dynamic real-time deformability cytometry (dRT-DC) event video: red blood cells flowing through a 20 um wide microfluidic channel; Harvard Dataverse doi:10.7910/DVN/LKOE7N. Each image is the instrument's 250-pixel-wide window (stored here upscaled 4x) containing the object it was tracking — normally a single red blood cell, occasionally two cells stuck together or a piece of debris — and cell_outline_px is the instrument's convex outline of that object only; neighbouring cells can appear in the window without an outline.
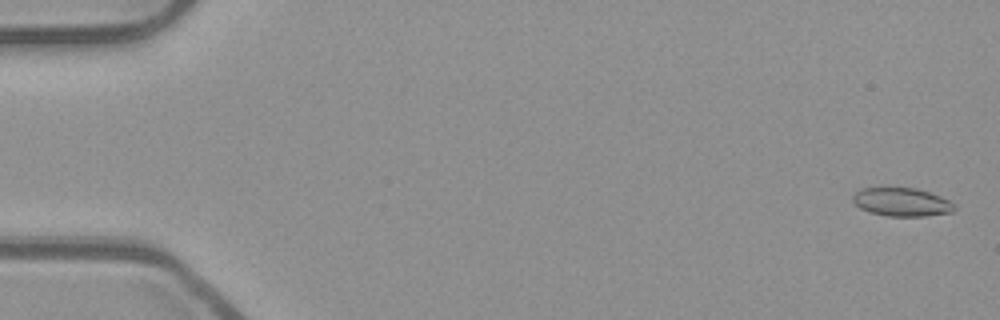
{"species": "common noctule bat (a hibernating species)", "species_latin": "Nyctalus noctula", "temperature_condition": "room temperature", "stored_images_in_passage": 54, "camera_frame_rate_fps": 3000, "um_per_image_px": 0.085, "animal": {"sex": "male", "body_mass_g": 23.1, "forearm_length_mm": 52.7}, "frame": {"image": 1, "passage_image": 2, "time_ms": 0.333, "image_size_px": [1000, 320], "cell_outline_px": [[956, 208], [952, 212], [924, 216], [888, 216], [872, 212], [860, 208], [852, 200], [852, 196], [860, 188], [916, 188], [940, 196], [956, 204]], "centroid_in_image_um": [76.66, 17.17], "position_along_channel_um": 8.3, "area_um2": 16.7}}
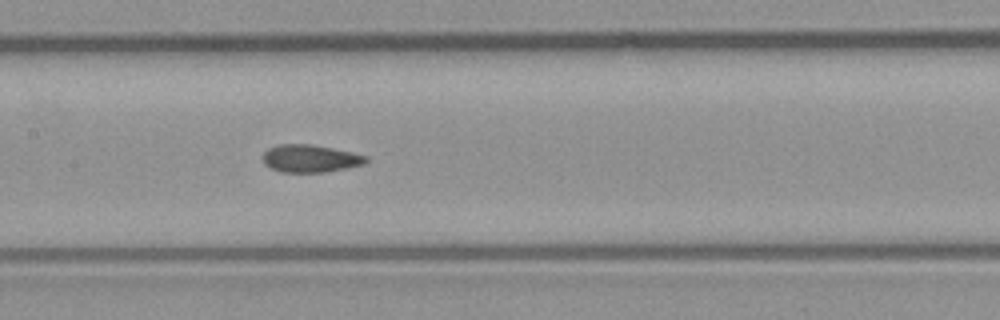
{"frame": {"image": 2, "passage_image": 27, "time_ms": 8.667, "image_size_px": [1000, 320], "cell_outline_px": [[368, 160], [364, 164], [348, 168], [328, 172], [280, 172], [264, 164], [264, 152], [268, 148], [280, 144], [312, 144], [352, 152], [368, 156]], "centroid_in_image_um": [26.4, 13.47], "position_along_channel_um": 181.0, "area_um2": 16.65}}
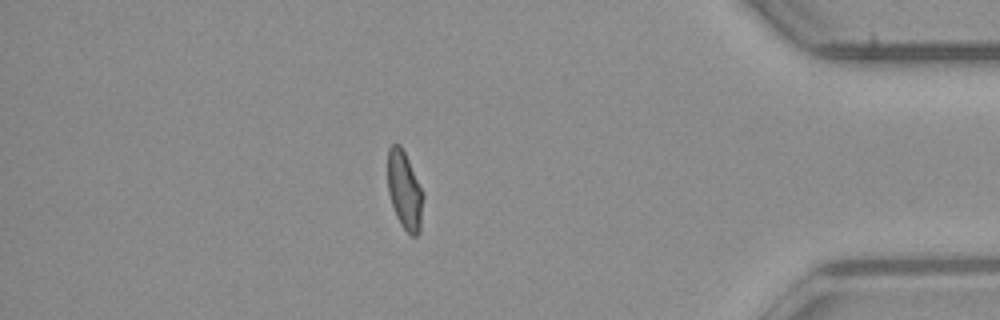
{"frame": {"image": 3, "passage_image": 47, "time_ms": 15.333, "image_size_px": [1000, 320], "cell_outline_px": [[424, 196], [420, 232], [416, 236], [412, 236], [400, 224], [396, 216], [388, 192], [388, 148], [392, 144], [400, 144], [424, 192]], "centroid_in_image_um": [34.4, 16.21], "position_along_channel_um": 400.8, "area_um2": 16.18}, "authors_computed_cell_mechanics": {"area_um2": 16.7042, "velocity_mm_per_s": 3.9041, "shape_relaxation_time_tau1_ms": null, "shape_relaxation_time_tau2_ms": 1.3449, "deformation_change_tau1": null, "deformation_change_tau2": 0.0674}}